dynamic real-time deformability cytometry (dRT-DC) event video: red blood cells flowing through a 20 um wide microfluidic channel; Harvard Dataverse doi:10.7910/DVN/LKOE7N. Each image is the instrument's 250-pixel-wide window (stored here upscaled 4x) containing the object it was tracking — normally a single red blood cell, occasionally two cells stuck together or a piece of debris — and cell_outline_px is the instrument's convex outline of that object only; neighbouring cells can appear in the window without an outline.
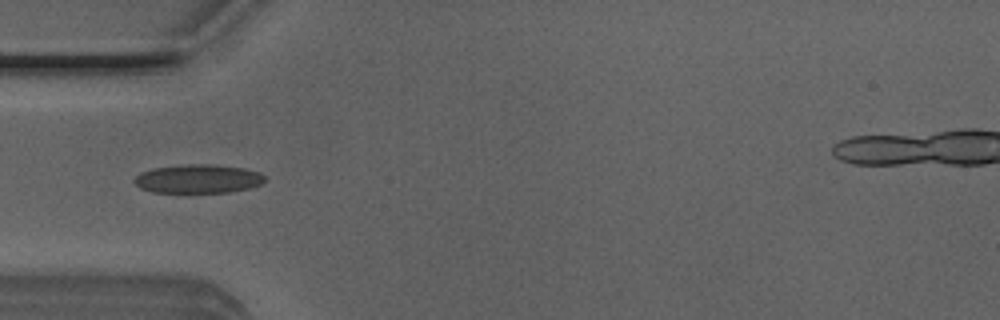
{"species": "Egyptian fruit bat (a non-hibernating species)", "species_latin": "Rousettus aegyptiacus", "temperature_condition": "room temperature", "stored_images_in_passage": 36, "camera_frame_rate_fps": 3000, "um_per_image_px": 0.085, "animal": {"sex": "male"}, "frame": {"image": 1, "passage_image": 1, "time_ms": 0.0, "image_size_px": [1000, 320], "cell_outline_px": [[264, 184], [248, 188], [228, 192], [152, 192], [140, 188], [132, 180], [140, 172], [152, 168], [188, 164], [208, 164], [244, 168], [260, 172], [264, 176]], "centroid_in_image_um": [16.83, 15.19], "position_along_channel_um": 68.2, "area_um2": 21.85}}
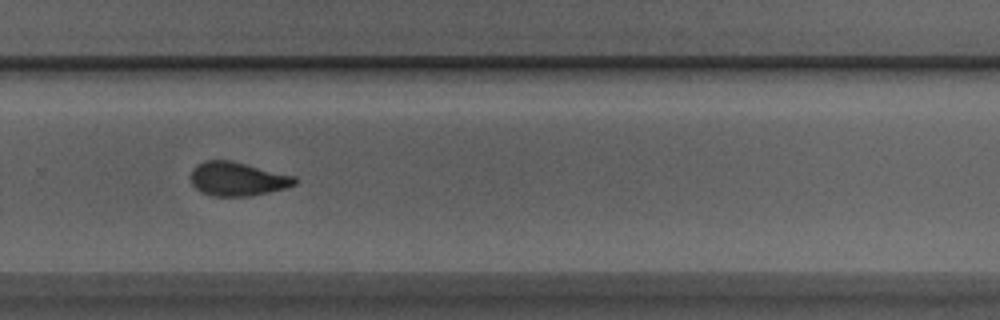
{"frame": {"image": 2, "passage_image": 19, "time_ms": 6.0, "image_size_px": [1000, 320], "cell_outline_px": [[300, 180], [296, 184], [284, 188], [252, 196], [212, 196], [196, 188], [192, 184], [192, 168], [196, 164], [204, 160], [232, 160], [296, 176]], "centroid_in_image_um": [20.22, 15.19], "position_along_channel_um": 309.6, "area_um2": 20.63}}
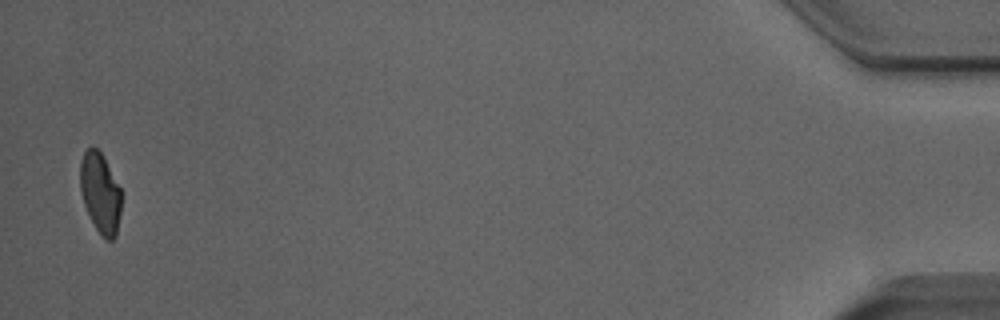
{"frame": {"image": 3, "passage_image": 35, "time_ms": 11.333, "image_size_px": [1000, 320], "cell_outline_px": [[120, 212], [116, 236], [112, 240], [108, 240], [96, 228], [84, 204], [80, 192], [80, 160], [84, 152], [92, 144], [100, 152], [120, 188]], "centroid_in_image_um": [8.5, 16.37], "position_along_channel_um": 426.7, "area_um2": 18.84}}